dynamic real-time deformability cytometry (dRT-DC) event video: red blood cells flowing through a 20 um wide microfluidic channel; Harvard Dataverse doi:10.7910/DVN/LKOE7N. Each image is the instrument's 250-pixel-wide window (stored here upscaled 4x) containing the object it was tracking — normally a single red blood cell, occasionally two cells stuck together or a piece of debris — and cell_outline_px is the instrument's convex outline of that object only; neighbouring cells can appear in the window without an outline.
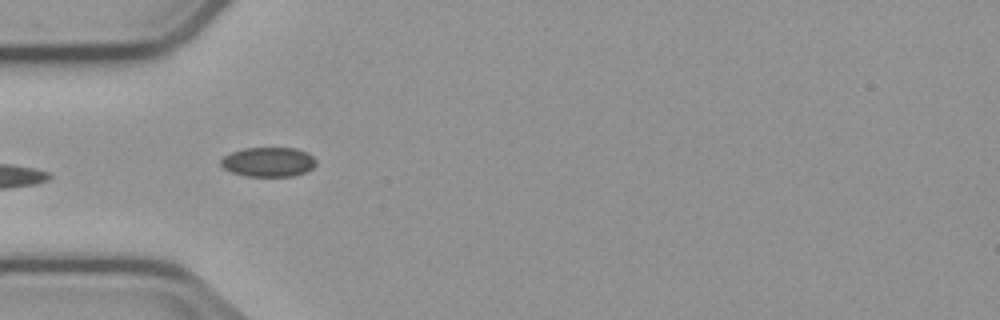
{"species": "common noctule bat (a hibernating species)", "species_latin": "Nyctalus noctula", "temperature_condition": "cold", "stored_images_in_passage": 6, "camera_frame_rate_fps": 3000, "um_per_image_px": 0.085, "animal": {"sex": "male", "body_mass_g": 23.1, "forearm_length_mm": 52.7}, "frame": {"image": 1, "passage_image": 5, "time_ms": 5.667, "image_size_px": [1000, 320], "cell_outline_px": [[316, 164], [312, 168], [304, 172], [292, 176], [244, 176], [232, 172], [224, 168], [220, 164], [220, 160], [224, 156], [232, 152], [244, 148], [296, 148], [308, 152], [316, 160]], "centroid_in_image_um": [22.81, 13.76], "position_along_channel_um": 62.2, "area_um2": 16.36}}
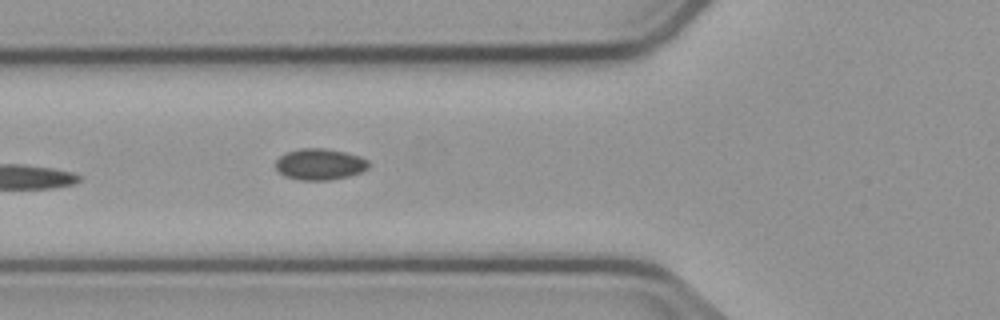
{"frame": {"image": 2, "passage_image": 6, "time_ms": 6.667, "image_size_px": [1000, 320], "cell_outline_px": [[368, 168], [360, 172], [348, 176], [328, 180], [300, 180], [284, 176], [276, 168], [276, 160], [280, 156], [288, 152], [300, 148], [324, 148], [344, 152], [360, 156], [368, 160]], "centroid_in_image_um": [27.17, 13.96], "position_along_channel_um": 98.6, "area_um2": 16.82}}